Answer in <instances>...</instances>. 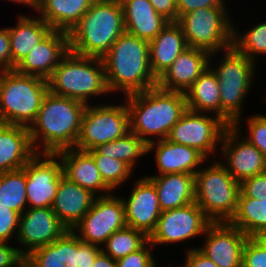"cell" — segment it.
Instances as JSON below:
<instances>
[{"label": "cell", "instance_id": "6da1fadb", "mask_svg": "<svg viewBox=\"0 0 266 267\" xmlns=\"http://www.w3.org/2000/svg\"><path fill=\"white\" fill-rule=\"evenodd\" d=\"M86 106L81 101L48 91L35 121L28 128L34 150L39 154H57L75 148Z\"/></svg>", "mask_w": 266, "mask_h": 267}, {"label": "cell", "instance_id": "7a4b0ae2", "mask_svg": "<svg viewBox=\"0 0 266 267\" xmlns=\"http://www.w3.org/2000/svg\"><path fill=\"white\" fill-rule=\"evenodd\" d=\"M125 99L130 132L146 144L166 139L173 125L187 110L183 92L164 90L158 86L128 94Z\"/></svg>", "mask_w": 266, "mask_h": 267}, {"label": "cell", "instance_id": "3957f363", "mask_svg": "<svg viewBox=\"0 0 266 267\" xmlns=\"http://www.w3.org/2000/svg\"><path fill=\"white\" fill-rule=\"evenodd\" d=\"M109 92L124 96L157 86L149 62V42L124 31L102 58ZM123 91V92H122Z\"/></svg>", "mask_w": 266, "mask_h": 267}, {"label": "cell", "instance_id": "277c9868", "mask_svg": "<svg viewBox=\"0 0 266 267\" xmlns=\"http://www.w3.org/2000/svg\"><path fill=\"white\" fill-rule=\"evenodd\" d=\"M125 31L120 0H95L69 33V50L103 58Z\"/></svg>", "mask_w": 266, "mask_h": 267}, {"label": "cell", "instance_id": "5b68a950", "mask_svg": "<svg viewBox=\"0 0 266 267\" xmlns=\"http://www.w3.org/2000/svg\"><path fill=\"white\" fill-rule=\"evenodd\" d=\"M49 91L81 101L88 105L90 98L107 96L105 68L102 58L81 56L69 51L48 79Z\"/></svg>", "mask_w": 266, "mask_h": 267}, {"label": "cell", "instance_id": "8992f818", "mask_svg": "<svg viewBox=\"0 0 266 267\" xmlns=\"http://www.w3.org/2000/svg\"><path fill=\"white\" fill-rule=\"evenodd\" d=\"M212 57L213 54L209 58V67L219 82L221 119L229 126L242 128L243 103L247 93L253 88L251 86L257 69L255 62L233 46L224 50L223 57L219 60L221 63L218 62L215 68L210 64Z\"/></svg>", "mask_w": 266, "mask_h": 267}, {"label": "cell", "instance_id": "52a82bcc", "mask_svg": "<svg viewBox=\"0 0 266 267\" xmlns=\"http://www.w3.org/2000/svg\"><path fill=\"white\" fill-rule=\"evenodd\" d=\"M48 91V80L41 77L0 72V122L29 128Z\"/></svg>", "mask_w": 266, "mask_h": 267}, {"label": "cell", "instance_id": "ba28073f", "mask_svg": "<svg viewBox=\"0 0 266 267\" xmlns=\"http://www.w3.org/2000/svg\"><path fill=\"white\" fill-rule=\"evenodd\" d=\"M240 193L237 182L220 161L200 168L195 174V203L212 223L229 222Z\"/></svg>", "mask_w": 266, "mask_h": 267}, {"label": "cell", "instance_id": "9c48e42d", "mask_svg": "<svg viewBox=\"0 0 266 267\" xmlns=\"http://www.w3.org/2000/svg\"><path fill=\"white\" fill-rule=\"evenodd\" d=\"M226 7H206L183 14L178 19L188 47L215 55L232 47L233 22Z\"/></svg>", "mask_w": 266, "mask_h": 267}, {"label": "cell", "instance_id": "30bf717a", "mask_svg": "<svg viewBox=\"0 0 266 267\" xmlns=\"http://www.w3.org/2000/svg\"><path fill=\"white\" fill-rule=\"evenodd\" d=\"M130 132L129 111L126 105L109 103L85 107L80 135L75 148L89 151L101 144L124 137Z\"/></svg>", "mask_w": 266, "mask_h": 267}, {"label": "cell", "instance_id": "8fae6325", "mask_svg": "<svg viewBox=\"0 0 266 267\" xmlns=\"http://www.w3.org/2000/svg\"><path fill=\"white\" fill-rule=\"evenodd\" d=\"M194 112L187 109L180 120L171 128L167 140L201 152L207 159L217 153L223 134L229 125L216 115ZM217 148V149H216Z\"/></svg>", "mask_w": 266, "mask_h": 267}, {"label": "cell", "instance_id": "7c38bea8", "mask_svg": "<svg viewBox=\"0 0 266 267\" xmlns=\"http://www.w3.org/2000/svg\"><path fill=\"white\" fill-rule=\"evenodd\" d=\"M126 226L122 197L112 193L96 197L90 210L71 231L81 241L101 246L112 233Z\"/></svg>", "mask_w": 266, "mask_h": 267}, {"label": "cell", "instance_id": "4fadbf2b", "mask_svg": "<svg viewBox=\"0 0 266 267\" xmlns=\"http://www.w3.org/2000/svg\"><path fill=\"white\" fill-rule=\"evenodd\" d=\"M211 223L203 210L193 202L176 209L163 211L155 230L149 236V241L153 246L183 243L188 239L204 235L206 228Z\"/></svg>", "mask_w": 266, "mask_h": 267}, {"label": "cell", "instance_id": "5bb4252c", "mask_svg": "<svg viewBox=\"0 0 266 267\" xmlns=\"http://www.w3.org/2000/svg\"><path fill=\"white\" fill-rule=\"evenodd\" d=\"M57 159V154L37 153L23 167L28 208H51L64 176L62 161Z\"/></svg>", "mask_w": 266, "mask_h": 267}, {"label": "cell", "instance_id": "9a60e30c", "mask_svg": "<svg viewBox=\"0 0 266 267\" xmlns=\"http://www.w3.org/2000/svg\"><path fill=\"white\" fill-rule=\"evenodd\" d=\"M241 132L240 127L229 126L223 134L219 149V153L225 157V160L220 161L221 164L239 183L266 172L264 155L245 137L242 139Z\"/></svg>", "mask_w": 266, "mask_h": 267}, {"label": "cell", "instance_id": "2e32d148", "mask_svg": "<svg viewBox=\"0 0 266 267\" xmlns=\"http://www.w3.org/2000/svg\"><path fill=\"white\" fill-rule=\"evenodd\" d=\"M68 228L60 221L51 208H27L19 218L17 234L20 254L25 257L40 247L55 242Z\"/></svg>", "mask_w": 266, "mask_h": 267}, {"label": "cell", "instance_id": "e0dca14e", "mask_svg": "<svg viewBox=\"0 0 266 267\" xmlns=\"http://www.w3.org/2000/svg\"><path fill=\"white\" fill-rule=\"evenodd\" d=\"M203 246L197 247L218 267H242V250L248 236L228 222L211 223Z\"/></svg>", "mask_w": 266, "mask_h": 267}, {"label": "cell", "instance_id": "ac0fdd59", "mask_svg": "<svg viewBox=\"0 0 266 267\" xmlns=\"http://www.w3.org/2000/svg\"><path fill=\"white\" fill-rule=\"evenodd\" d=\"M128 198H123L127 227L143 231L148 237L155 230L160 214L158 194L148 177L136 179Z\"/></svg>", "mask_w": 266, "mask_h": 267}, {"label": "cell", "instance_id": "d6986e66", "mask_svg": "<svg viewBox=\"0 0 266 267\" xmlns=\"http://www.w3.org/2000/svg\"><path fill=\"white\" fill-rule=\"evenodd\" d=\"M69 51V34L52 30L14 69L48 80Z\"/></svg>", "mask_w": 266, "mask_h": 267}, {"label": "cell", "instance_id": "ffe728a7", "mask_svg": "<svg viewBox=\"0 0 266 267\" xmlns=\"http://www.w3.org/2000/svg\"><path fill=\"white\" fill-rule=\"evenodd\" d=\"M210 55L206 50L186 48L157 79V86L164 90L185 93L209 67Z\"/></svg>", "mask_w": 266, "mask_h": 267}, {"label": "cell", "instance_id": "44dd1931", "mask_svg": "<svg viewBox=\"0 0 266 267\" xmlns=\"http://www.w3.org/2000/svg\"><path fill=\"white\" fill-rule=\"evenodd\" d=\"M153 150L159 175L171 173L195 175L207 160L197 149L176 144L167 139L156 140L147 144V154Z\"/></svg>", "mask_w": 266, "mask_h": 267}, {"label": "cell", "instance_id": "7402d4cb", "mask_svg": "<svg viewBox=\"0 0 266 267\" xmlns=\"http://www.w3.org/2000/svg\"><path fill=\"white\" fill-rule=\"evenodd\" d=\"M57 156L62 161L64 176L70 181L90 190L97 197L113 193L102 180L99 169L88 151L72 148L58 152Z\"/></svg>", "mask_w": 266, "mask_h": 267}, {"label": "cell", "instance_id": "603a6c76", "mask_svg": "<svg viewBox=\"0 0 266 267\" xmlns=\"http://www.w3.org/2000/svg\"><path fill=\"white\" fill-rule=\"evenodd\" d=\"M97 196L63 176L51 209L72 230L90 210Z\"/></svg>", "mask_w": 266, "mask_h": 267}, {"label": "cell", "instance_id": "cb8c5ba5", "mask_svg": "<svg viewBox=\"0 0 266 267\" xmlns=\"http://www.w3.org/2000/svg\"><path fill=\"white\" fill-rule=\"evenodd\" d=\"M36 154L27 127L0 122V173L22 169Z\"/></svg>", "mask_w": 266, "mask_h": 267}, {"label": "cell", "instance_id": "d4e9b609", "mask_svg": "<svg viewBox=\"0 0 266 267\" xmlns=\"http://www.w3.org/2000/svg\"><path fill=\"white\" fill-rule=\"evenodd\" d=\"M125 31L150 42L170 22L160 15L149 0H120Z\"/></svg>", "mask_w": 266, "mask_h": 267}, {"label": "cell", "instance_id": "484cf974", "mask_svg": "<svg viewBox=\"0 0 266 267\" xmlns=\"http://www.w3.org/2000/svg\"><path fill=\"white\" fill-rule=\"evenodd\" d=\"M186 48L182 27L170 22L149 42L150 68L155 77L158 79Z\"/></svg>", "mask_w": 266, "mask_h": 267}, {"label": "cell", "instance_id": "4316f807", "mask_svg": "<svg viewBox=\"0 0 266 267\" xmlns=\"http://www.w3.org/2000/svg\"><path fill=\"white\" fill-rule=\"evenodd\" d=\"M15 27H8L10 36V70L14 69L51 31L39 15L20 14Z\"/></svg>", "mask_w": 266, "mask_h": 267}, {"label": "cell", "instance_id": "83f0119b", "mask_svg": "<svg viewBox=\"0 0 266 267\" xmlns=\"http://www.w3.org/2000/svg\"><path fill=\"white\" fill-rule=\"evenodd\" d=\"M146 177L154 183L162 212L195 202V175L171 173Z\"/></svg>", "mask_w": 266, "mask_h": 267}, {"label": "cell", "instance_id": "f1b7e54d", "mask_svg": "<svg viewBox=\"0 0 266 267\" xmlns=\"http://www.w3.org/2000/svg\"><path fill=\"white\" fill-rule=\"evenodd\" d=\"M24 259L32 267H79V238L68 230L55 242L35 249Z\"/></svg>", "mask_w": 266, "mask_h": 267}, {"label": "cell", "instance_id": "f546056e", "mask_svg": "<svg viewBox=\"0 0 266 267\" xmlns=\"http://www.w3.org/2000/svg\"><path fill=\"white\" fill-rule=\"evenodd\" d=\"M95 0H41L37 13L52 30L70 33Z\"/></svg>", "mask_w": 266, "mask_h": 267}, {"label": "cell", "instance_id": "4dcf8cb0", "mask_svg": "<svg viewBox=\"0 0 266 267\" xmlns=\"http://www.w3.org/2000/svg\"><path fill=\"white\" fill-rule=\"evenodd\" d=\"M187 109L210 113L221 118V100L218 79L208 67L193 85L185 91Z\"/></svg>", "mask_w": 266, "mask_h": 267}, {"label": "cell", "instance_id": "1f68e13d", "mask_svg": "<svg viewBox=\"0 0 266 267\" xmlns=\"http://www.w3.org/2000/svg\"><path fill=\"white\" fill-rule=\"evenodd\" d=\"M228 223L248 237L266 233V198H250L240 190L236 212Z\"/></svg>", "mask_w": 266, "mask_h": 267}, {"label": "cell", "instance_id": "d6a6232c", "mask_svg": "<svg viewBox=\"0 0 266 267\" xmlns=\"http://www.w3.org/2000/svg\"><path fill=\"white\" fill-rule=\"evenodd\" d=\"M100 155L126 163L133 171L136 161L147 154V144L136 134L128 132L124 137L94 148Z\"/></svg>", "mask_w": 266, "mask_h": 267}, {"label": "cell", "instance_id": "836d02e7", "mask_svg": "<svg viewBox=\"0 0 266 267\" xmlns=\"http://www.w3.org/2000/svg\"><path fill=\"white\" fill-rule=\"evenodd\" d=\"M0 206L8 207L20 215L28 208L25 170L0 173Z\"/></svg>", "mask_w": 266, "mask_h": 267}, {"label": "cell", "instance_id": "e575fe53", "mask_svg": "<svg viewBox=\"0 0 266 267\" xmlns=\"http://www.w3.org/2000/svg\"><path fill=\"white\" fill-rule=\"evenodd\" d=\"M148 240L149 237L143 231L126 226L112 233L101 245V251L117 260L140 249Z\"/></svg>", "mask_w": 266, "mask_h": 267}, {"label": "cell", "instance_id": "d590c367", "mask_svg": "<svg viewBox=\"0 0 266 267\" xmlns=\"http://www.w3.org/2000/svg\"><path fill=\"white\" fill-rule=\"evenodd\" d=\"M239 34L233 26L232 46L247 58L256 62V56L266 55V22H261Z\"/></svg>", "mask_w": 266, "mask_h": 267}, {"label": "cell", "instance_id": "8d00e7d4", "mask_svg": "<svg viewBox=\"0 0 266 267\" xmlns=\"http://www.w3.org/2000/svg\"><path fill=\"white\" fill-rule=\"evenodd\" d=\"M88 152L92 155L102 180L113 192L118 186L124 184L134 172L126 163L100 155L95 149Z\"/></svg>", "mask_w": 266, "mask_h": 267}, {"label": "cell", "instance_id": "74e56055", "mask_svg": "<svg viewBox=\"0 0 266 267\" xmlns=\"http://www.w3.org/2000/svg\"><path fill=\"white\" fill-rule=\"evenodd\" d=\"M242 267H266V233L248 237L242 250Z\"/></svg>", "mask_w": 266, "mask_h": 267}, {"label": "cell", "instance_id": "f35d334b", "mask_svg": "<svg viewBox=\"0 0 266 267\" xmlns=\"http://www.w3.org/2000/svg\"><path fill=\"white\" fill-rule=\"evenodd\" d=\"M247 120L249 135H245V138L261 151L266 159V115H251Z\"/></svg>", "mask_w": 266, "mask_h": 267}, {"label": "cell", "instance_id": "ab89813d", "mask_svg": "<svg viewBox=\"0 0 266 267\" xmlns=\"http://www.w3.org/2000/svg\"><path fill=\"white\" fill-rule=\"evenodd\" d=\"M151 249L154 246L148 240L140 249L116 260L117 267H156Z\"/></svg>", "mask_w": 266, "mask_h": 267}, {"label": "cell", "instance_id": "60d3db41", "mask_svg": "<svg viewBox=\"0 0 266 267\" xmlns=\"http://www.w3.org/2000/svg\"><path fill=\"white\" fill-rule=\"evenodd\" d=\"M20 214L8 207L0 206V242L8 243L17 237ZM17 230V231H16Z\"/></svg>", "mask_w": 266, "mask_h": 267}, {"label": "cell", "instance_id": "b9f144b4", "mask_svg": "<svg viewBox=\"0 0 266 267\" xmlns=\"http://www.w3.org/2000/svg\"><path fill=\"white\" fill-rule=\"evenodd\" d=\"M240 190L250 198H266V172L245 179Z\"/></svg>", "mask_w": 266, "mask_h": 267}, {"label": "cell", "instance_id": "7bdbcfd3", "mask_svg": "<svg viewBox=\"0 0 266 267\" xmlns=\"http://www.w3.org/2000/svg\"><path fill=\"white\" fill-rule=\"evenodd\" d=\"M225 0H176L177 22L185 13L206 7H226Z\"/></svg>", "mask_w": 266, "mask_h": 267}, {"label": "cell", "instance_id": "ee69618b", "mask_svg": "<svg viewBox=\"0 0 266 267\" xmlns=\"http://www.w3.org/2000/svg\"><path fill=\"white\" fill-rule=\"evenodd\" d=\"M23 260L24 257L18 251V247L0 242V267H16Z\"/></svg>", "mask_w": 266, "mask_h": 267}, {"label": "cell", "instance_id": "f6af8a7d", "mask_svg": "<svg viewBox=\"0 0 266 267\" xmlns=\"http://www.w3.org/2000/svg\"><path fill=\"white\" fill-rule=\"evenodd\" d=\"M185 264L183 267H218L212 260L204 255L197 247L185 252Z\"/></svg>", "mask_w": 266, "mask_h": 267}, {"label": "cell", "instance_id": "bcb514c9", "mask_svg": "<svg viewBox=\"0 0 266 267\" xmlns=\"http://www.w3.org/2000/svg\"><path fill=\"white\" fill-rule=\"evenodd\" d=\"M100 252V246L88 244L79 239V267H92Z\"/></svg>", "mask_w": 266, "mask_h": 267}, {"label": "cell", "instance_id": "7dc6e473", "mask_svg": "<svg viewBox=\"0 0 266 267\" xmlns=\"http://www.w3.org/2000/svg\"><path fill=\"white\" fill-rule=\"evenodd\" d=\"M10 70V36L8 28H0V72Z\"/></svg>", "mask_w": 266, "mask_h": 267}, {"label": "cell", "instance_id": "c3c4849f", "mask_svg": "<svg viewBox=\"0 0 266 267\" xmlns=\"http://www.w3.org/2000/svg\"><path fill=\"white\" fill-rule=\"evenodd\" d=\"M153 8L169 22H177L176 0H149Z\"/></svg>", "mask_w": 266, "mask_h": 267}, {"label": "cell", "instance_id": "681fc988", "mask_svg": "<svg viewBox=\"0 0 266 267\" xmlns=\"http://www.w3.org/2000/svg\"><path fill=\"white\" fill-rule=\"evenodd\" d=\"M92 267H117L116 260H113L109 255L102 251L96 256Z\"/></svg>", "mask_w": 266, "mask_h": 267}, {"label": "cell", "instance_id": "f907efd6", "mask_svg": "<svg viewBox=\"0 0 266 267\" xmlns=\"http://www.w3.org/2000/svg\"><path fill=\"white\" fill-rule=\"evenodd\" d=\"M9 1L20 4V5L21 4L26 5L29 8H32V10L33 9H34V11L36 10V12H38V9L40 7V2H41V0H9Z\"/></svg>", "mask_w": 266, "mask_h": 267}, {"label": "cell", "instance_id": "816d5d0a", "mask_svg": "<svg viewBox=\"0 0 266 267\" xmlns=\"http://www.w3.org/2000/svg\"><path fill=\"white\" fill-rule=\"evenodd\" d=\"M17 267H32L25 259Z\"/></svg>", "mask_w": 266, "mask_h": 267}]
</instances>
